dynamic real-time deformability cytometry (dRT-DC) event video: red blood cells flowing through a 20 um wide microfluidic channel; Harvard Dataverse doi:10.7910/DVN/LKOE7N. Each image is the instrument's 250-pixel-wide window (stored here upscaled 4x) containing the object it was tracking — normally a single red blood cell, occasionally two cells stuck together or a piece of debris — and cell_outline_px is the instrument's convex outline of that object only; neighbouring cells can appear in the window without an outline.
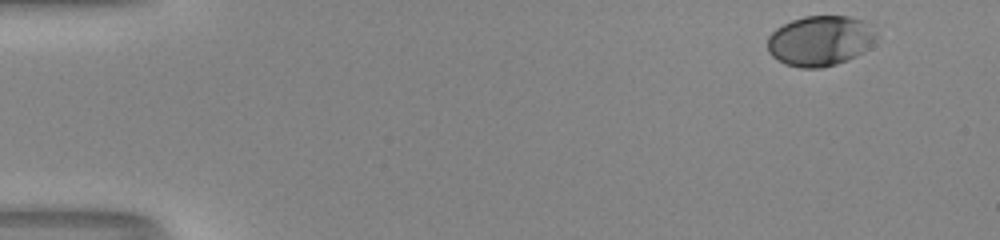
{"species": "human", "species_latin": "Homo sapiens", "temperature_condition": "room temperature", "stored_images_in_passage": 42, "camera_frame_rate_fps": 3000, "um_per_image_px": 0.085, "donor": {"sex": "male"}, "frame": {"image": 1, "passage_image": 1, "time_ms": 0.0, "image_size_px": [1000, 240], "cell_outline_px": [[876, 36], [864, 52], [856, 56], [836, 64], [820, 68], [800, 68], [784, 64], [772, 56], [768, 52], [768, 36], [776, 28], [792, 20], [804, 16], [848, 16], [864, 20], [876, 32]], "centroid_in_image_um": [69.69, 3.47], "position_along_channel_um": 15.3, "area_um2": 31.85}}
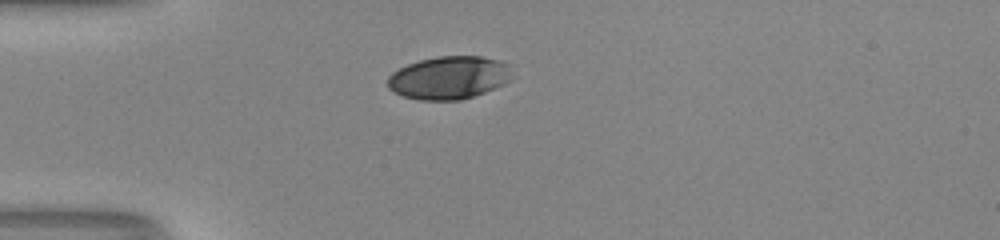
{"frame": {"image": 2, "passage_image": 12, "time_ms": 3.667, "image_size_px": [1000, 240], "cell_outline_px": [[508, 80], [504, 84], [484, 92], [460, 100], [420, 100], [404, 96], [388, 88], [388, 76], [392, 72], [408, 64], [420, 60], [436, 56], [480, 56], [496, 60], [504, 64]], "centroid_in_image_um": [38.06, 6.61], "position_along_channel_um": 46.9, "area_um2": 30.35}}
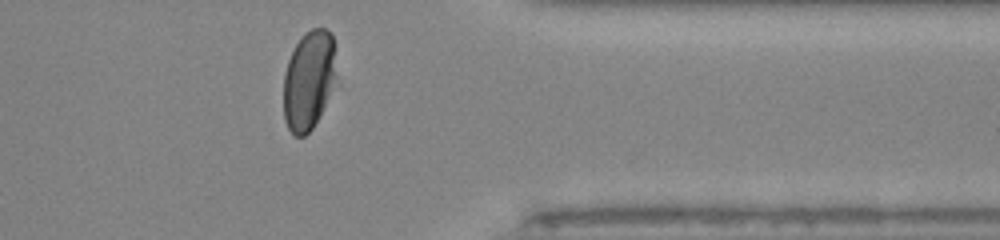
{"frame": {"image": 3, "passage_image": 39, "time_ms": 12.667, "image_size_px": [1000, 240], "cell_outline_px": [[336, 76], [324, 104], [312, 128], [304, 136], [296, 136], [288, 128], [284, 120], [284, 76], [288, 60], [296, 44], [312, 28], [324, 28], [332, 36]], "centroid_in_image_um": [26.21, 6.82], "position_along_channel_um": 385.2, "area_um2": 29.54}, "authors_computed_cell_mechanics": {"area_um2": 32.6859, "velocity_mm_per_s": 4.1326, "shape_relaxation_time_tau1_ms": 2.9802, "shape_relaxation_time_tau2_ms": null, "deformation_change_tau1": 0.1535, "deformation_change_tau2": null}}